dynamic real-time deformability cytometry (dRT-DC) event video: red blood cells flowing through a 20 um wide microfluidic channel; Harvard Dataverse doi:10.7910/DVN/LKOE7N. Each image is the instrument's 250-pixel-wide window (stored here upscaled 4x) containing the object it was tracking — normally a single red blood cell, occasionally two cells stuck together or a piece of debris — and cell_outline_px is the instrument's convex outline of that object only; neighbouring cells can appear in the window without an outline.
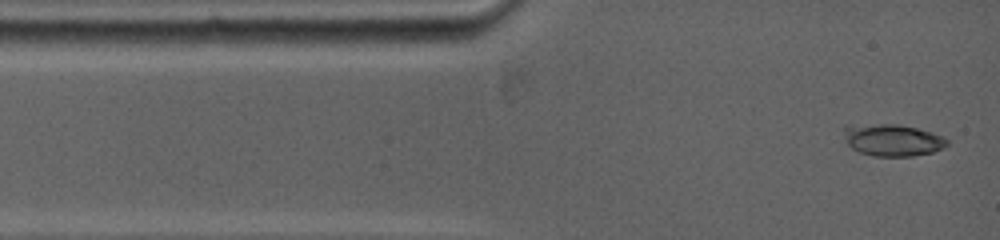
{"species": "common noctule bat (a hibernating species)", "species_latin": "Nyctalus noctula", "temperature_condition": "warm", "stored_images_in_passage": 16, "camera_frame_rate_fps": 5000, "um_per_image_px": 0.085, "animal": {"sex": "female", "body_mass_g": 19.0, "forearm_length_mm": 53.3}, "frame": {"image": 1, "passage_image": 1, "time_ms": 0.0, "image_size_px": [1000, 240], "cell_outline_px": [[948, 144], [932, 152], [912, 156], [876, 156], [860, 152], [852, 148], [848, 144], [844, 128], [844, 124], [896, 124], [916, 128], [940, 136], [948, 140]], "centroid_in_image_um": [75.81, 11.89], "position_along_channel_um": 9.2, "area_um2": 18.9}}
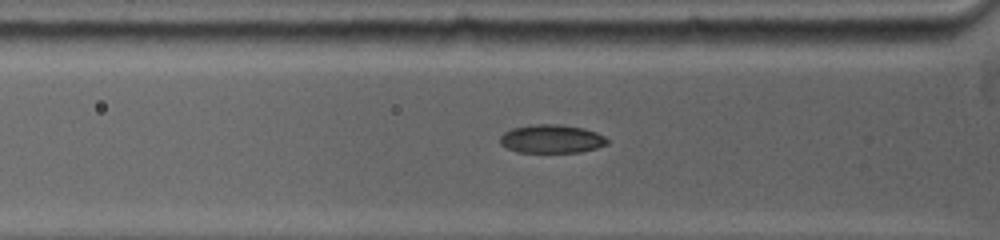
{"frame": {"image": 2, "passage_image": 10, "time_ms": 2.8, "image_size_px": [1000, 240], "cell_outline_px": [[608, 144], [596, 148], [580, 152], [516, 152], [500, 144], [500, 136], [504, 132], [512, 128], [536, 124], [560, 124], [584, 128], [596, 132], [604, 136], [608, 140]], "centroid_in_image_um": [46.89, 11.8], "position_along_channel_um": 78.9, "area_um2": 17.8}}
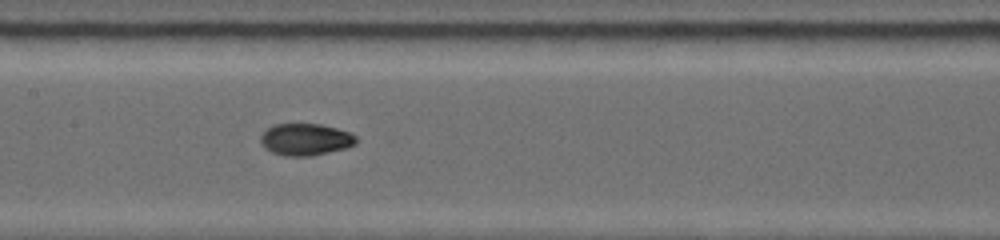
{"frame": {"image": 3, "passage_image": 16, "time_ms": 5.4, "image_size_px": [1000, 240], "cell_outline_px": [[356, 144], [344, 148], [312, 156], [284, 156], [272, 152], [264, 148], [260, 140], [260, 136], [268, 128], [276, 124], [320, 124], [336, 128], [348, 132], [356, 136]], "centroid_in_image_um": [25.95, 11.86], "position_along_channel_um": 181.5, "area_um2": 17.63}}